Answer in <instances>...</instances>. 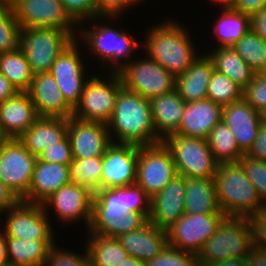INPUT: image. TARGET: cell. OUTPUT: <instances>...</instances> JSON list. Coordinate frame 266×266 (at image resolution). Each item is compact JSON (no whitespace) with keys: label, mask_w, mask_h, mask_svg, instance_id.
Here are the masks:
<instances>
[{"label":"cell","mask_w":266,"mask_h":266,"mask_svg":"<svg viewBox=\"0 0 266 266\" xmlns=\"http://www.w3.org/2000/svg\"><path fill=\"white\" fill-rule=\"evenodd\" d=\"M150 213V197L138 185L100 189L94 193L87 234L118 238L142 227Z\"/></svg>","instance_id":"obj_1"},{"label":"cell","mask_w":266,"mask_h":266,"mask_svg":"<svg viewBox=\"0 0 266 266\" xmlns=\"http://www.w3.org/2000/svg\"><path fill=\"white\" fill-rule=\"evenodd\" d=\"M119 18L122 20V16H98L78 26L75 39L82 44L83 50H88H85V55L90 54L89 57L92 55L91 57L100 61V71L103 68L105 72L119 73L134 59L137 54L135 52L142 50V41L133 36L134 33H128L121 24H116ZM89 23L90 26L87 25ZM112 23H115L114 26ZM116 25H120V29Z\"/></svg>","instance_id":"obj_2"},{"label":"cell","mask_w":266,"mask_h":266,"mask_svg":"<svg viewBox=\"0 0 266 266\" xmlns=\"http://www.w3.org/2000/svg\"><path fill=\"white\" fill-rule=\"evenodd\" d=\"M160 22L149 26L144 33L146 38L144 37L142 42V53L177 77L185 72L203 51H198L200 49L192 40L193 35L191 36L190 30L183 23L169 18H163V22Z\"/></svg>","instance_id":"obj_3"},{"label":"cell","mask_w":266,"mask_h":266,"mask_svg":"<svg viewBox=\"0 0 266 266\" xmlns=\"http://www.w3.org/2000/svg\"><path fill=\"white\" fill-rule=\"evenodd\" d=\"M107 127L114 143L146 146L162 142L153 125L150 99L124 87L117 94Z\"/></svg>","instance_id":"obj_4"},{"label":"cell","mask_w":266,"mask_h":266,"mask_svg":"<svg viewBox=\"0 0 266 266\" xmlns=\"http://www.w3.org/2000/svg\"><path fill=\"white\" fill-rule=\"evenodd\" d=\"M214 181L219 207L226 216L249 218L266 207L239 162L220 163Z\"/></svg>","instance_id":"obj_5"},{"label":"cell","mask_w":266,"mask_h":266,"mask_svg":"<svg viewBox=\"0 0 266 266\" xmlns=\"http://www.w3.org/2000/svg\"><path fill=\"white\" fill-rule=\"evenodd\" d=\"M252 248V226L249 219L226 216L198 253V266L229 258L247 257Z\"/></svg>","instance_id":"obj_6"},{"label":"cell","mask_w":266,"mask_h":266,"mask_svg":"<svg viewBox=\"0 0 266 266\" xmlns=\"http://www.w3.org/2000/svg\"><path fill=\"white\" fill-rule=\"evenodd\" d=\"M100 74L96 71L91 73L83 87L80 101L73 109V117L104 124L111 119L117 94L123 87L122 81L118 73L106 72V77Z\"/></svg>","instance_id":"obj_7"},{"label":"cell","mask_w":266,"mask_h":266,"mask_svg":"<svg viewBox=\"0 0 266 266\" xmlns=\"http://www.w3.org/2000/svg\"><path fill=\"white\" fill-rule=\"evenodd\" d=\"M75 37L57 28H21L19 47L24 52L34 75L48 73L56 58Z\"/></svg>","instance_id":"obj_8"},{"label":"cell","mask_w":266,"mask_h":266,"mask_svg":"<svg viewBox=\"0 0 266 266\" xmlns=\"http://www.w3.org/2000/svg\"><path fill=\"white\" fill-rule=\"evenodd\" d=\"M170 151L177 173L185 178H214L219 163L207 139L171 134L162 140Z\"/></svg>","instance_id":"obj_9"},{"label":"cell","mask_w":266,"mask_h":266,"mask_svg":"<svg viewBox=\"0 0 266 266\" xmlns=\"http://www.w3.org/2000/svg\"><path fill=\"white\" fill-rule=\"evenodd\" d=\"M2 216L5 218L3 221ZM4 237L28 240H56L57 231L42 204L19 201L0 215Z\"/></svg>","instance_id":"obj_10"},{"label":"cell","mask_w":266,"mask_h":266,"mask_svg":"<svg viewBox=\"0 0 266 266\" xmlns=\"http://www.w3.org/2000/svg\"><path fill=\"white\" fill-rule=\"evenodd\" d=\"M118 74L124 88L147 99L175 90L176 77L146 55L132 59Z\"/></svg>","instance_id":"obj_11"},{"label":"cell","mask_w":266,"mask_h":266,"mask_svg":"<svg viewBox=\"0 0 266 266\" xmlns=\"http://www.w3.org/2000/svg\"><path fill=\"white\" fill-rule=\"evenodd\" d=\"M36 161L19 139L0 143V180L19 200L29 192Z\"/></svg>","instance_id":"obj_12"},{"label":"cell","mask_w":266,"mask_h":266,"mask_svg":"<svg viewBox=\"0 0 266 266\" xmlns=\"http://www.w3.org/2000/svg\"><path fill=\"white\" fill-rule=\"evenodd\" d=\"M82 49L81 43L75 39L56 58L50 69L64 99L73 109L79 103L83 87L91 76L86 65L88 60H91L90 62L93 60L84 56L85 52Z\"/></svg>","instance_id":"obj_13"},{"label":"cell","mask_w":266,"mask_h":266,"mask_svg":"<svg viewBox=\"0 0 266 266\" xmlns=\"http://www.w3.org/2000/svg\"><path fill=\"white\" fill-rule=\"evenodd\" d=\"M176 175L178 173L171 153L162 142L138 146L135 184L150 198L159 193Z\"/></svg>","instance_id":"obj_14"},{"label":"cell","mask_w":266,"mask_h":266,"mask_svg":"<svg viewBox=\"0 0 266 266\" xmlns=\"http://www.w3.org/2000/svg\"><path fill=\"white\" fill-rule=\"evenodd\" d=\"M93 198L94 193L89 188L69 182L49 196L42 205L48 216H55L57 223L59 221L61 225L67 226L83 220L84 227L88 230L92 217Z\"/></svg>","instance_id":"obj_15"},{"label":"cell","mask_w":266,"mask_h":266,"mask_svg":"<svg viewBox=\"0 0 266 266\" xmlns=\"http://www.w3.org/2000/svg\"><path fill=\"white\" fill-rule=\"evenodd\" d=\"M12 7L21 28H57L77 37L79 25L70 17L61 0H16Z\"/></svg>","instance_id":"obj_16"},{"label":"cell","mask_w":266,"mask_h":266,"mask_svg":"<svg viewBox=\"0 0 266 266\" xmlns=\"http://www.w3.org/2000/svg\"><path fill=\"white\" fill-rule=\"evenodd\" d=\"M225 217V214L185 213L166 229L168 245L197 256Z\"/></svg>","instance_id":"obj_17"},{"label":"cell","mask_w":266,"mask_h":266,"mask_svg":"<svg viewBox=\"0 0 266 266\" xmlns=\"http://www.w3.org/2000/svg\"><path fill=\"white\" fill-rule=\"evenodd\" d=\"M137 161V145L112 142L103 155L101 189L134 185Z\"/></svg>","instance_id":"obj_18"},{"label":"cell","mask_w":266,"mask_h":266,"mask_svg":"<svg viewBox=\"0 0 266 266\" xmlns=\"http://www.w3.org/2000/svg\"><path fill=\"white\" fill-rule=\"evenodd\" d=\"M68 137L73 159L103 156L112 143L107 124L68 118Z\"/></svg>","instance_id":"obj_19"},{"label":"cell","mask_w":266,"mask_h":266,"mask_svg":"<svg viewBox=\"0 0 266 266\" xmlns=\"http://www.w3.org/2000/svg\"><path fill=\"white\" fill-rule=\"evenodd\" d=\"M185 177L176 175L159 193L150 198L148 221L168 229L185 214Z\"/></svg>","instance_id":"obj_20"},{"label":"cell","mask_w":266,"mask_h":266,"mask_svg":"<svg viewBox=\"0 0 266 266\" xmlns=\"http://www.w3.org/2000/svg\"><path fill=\"white\" fill-rule=\"evenodd\" d=\"M221 120L236 138L240 150L247 154L257 137L263 121L262 114L256 111L243 98L222 106Z\"/></svg>","instance_id":"obj_21"},{"label":"cell","mask_w":266,"mask_h":266,"mask_svg":"<svg viewBox=\"0 0 266 266\" xmlns=\"http://www.w3.org/2000/svg\"><path fill=\"white\" fill-rule=\"evenodd\" d=\"M27 93L39 117L68 119L73 115V108L64 99L56 80L50 72L34 75Z\"/></svg>","instance_id":"obj_22"},{"label":"cell","mask_w":266,"mask_h":266,"mask_svg":"<svg viewBox=\"0 0 266 266\" xmlns=\"http://www.w3.org/2000/svg\"><path fill=\"white\" fill-rule=\"evenodd\" d=\"M39 118L27 92L0 102V132L4 139H18Z\"/></svg>","instance_id":"obj_23"},{"label":"cell","mask_w":266,"mask_h":266,"mask_svg":"<svg viewBox=\"0 0 266 266\" xmlns=\"http://www.w3.org/2000/svg\"><path fill=\"white\" fill-rule=\"evenodd\" d=\"M221 115L222 106L208 98L186 103L179 130L175 134L207 139L221 121Z\"/></svg>","instance_id":"obj_24"},{"label":"cell","mask_w":266,"mask_h":266,"mask_svg":"<svg viewBox=\"0 0 266 266\" xmlns=\"http://www.w3.org/2000/svg\"><path fill=\"white\" fill-rule=\"evenodd\" d=\"M70 181L69 165L36 161L29 192L21 200L42 204L55 191Z\"/></svg>","instance_id":"obj_25"},{"label":"cell","mask_w":266,"mask_h":266,"mask_svg":"<svg viewBox=\"0 0 266 266\" xmlns=\"http://www.w3.org/2000/svg\"><path fill=\"white\" fill-rule=\"evenodd\" d=\"M117 239L129 256L143 262L156 257L168 245L166 230L149 221L139 229L120 235Z\"/></svg>","instance_id":"obj_26"},{"label":"cell","mask_w":266,"mask_h":266,"mask_svg":"<svg viewBox=\"0 0 266 266\" xmlns=\"http://www.w3.org/2000/svg\"><path fill=\"white\" fill-rule=\"evenodd\" d=\"M152 121L157 136L163 140L175 134L180 127L186 102L176 91L158 95L150 99Z\"/></svg>","instance_id":"obj_27"},{"label":"cell","mask_w":266,"mask_h":266,"mask_svg":"<svg viewBox=\"0 0 266 266\" xmlns=\"http://www.w3.org/2000/svg\"><path fill=\"white\" fill-rule=\"evenodd\" d=\"M67 135L68 119L39 117L18 139L32 155L38 156L47 146L57 144Z\"/></svg>","instance_id":"obj_28"},{"label":"cell","mask_w":266,"mask_h":266,"mask_svg":"<svg viewBox=\"0 0 266 266\" xmlns=\"http://www.w3.org/2000/svg\"><path fill=\"white\" fill-rule=\"evenodd\" d=\"M213 71V62L203 51L185 72L176 77V91L186 103L207 98L208 84Z\"/></svg>","instance_id":"obj_29"},{"label":"cell","mask_w":266,"mask_h":266,"mask_svg":"<svg viewBox=\"0 0 266 266\" xmlns=\"http://www.w3.org/2000/svg\"><path fill=\"white\" fill-rule=\"evenodd\" d=\"M8 266H44L56 240L5 237Z\"/></svg>","instance_id":"obj_30"},{"label":"cell","mask_w":266,"mask_h":266,"mask_svg":"<svg viewBox=\"0 0 266 266\" xmlns=\"http://www.w3.org/2000/svg\"><path fill=\"white\" fill-rule=\"evenodd\" d=\"M185 213L224 214L218 204L214 178H185Z\"/></svg>","instance_id":"obj_31"},{"label":"cell","mask_w":266,"mask_h":266,"mask_svg":"<svg viewBox=\"0 0 266 266\" xmlns=\"http://www.w3.org/2000/svg\"><path fill=\"white\" fill-rule=\"evenodd\" d=\"M218 12L212 25L217 42L211 48L231 47L250 30V16L232 8H222Z\"/></svg>","instance_id":"obj_32"},{"label":"cell","mask_w":266,"mask_h":266,"mask_svg":"<svg viewBox=\"0 0 266 266\" xmlns=\"http://www.w3.org/2000/svg\"><path fill=\"white\" fill-rule=\"evenodd\" d=\"M207 50L205 52L212 60L214 70L228 76L242 90L252 81L256 73L232 47H218L210 50L209 46Z\"/></svg>","instance_id":"obj_33"},{"label":"cell","mask_w":266,"mask_h":266,"mask_svg":"<svg viewBox=\"0 0 266 266\" xmlns=\"http://www.w3.org/2000/svg\"><path fill=\"white\" fill-rule=\"evenodd\" d=\"M86 249L92 266H118L128 256L117 238L87 234Z\"/></svg>","instance_id":"obj_34"},{"label":"cell","mask_w":266,"mask_h":266,"mask_svg":"<svg viewBox=\"0 0 266 266\" xmlns=\"http://www.w3.org/2000/svg\"><path fill=\"white\" fill-rule=\"evenodd\" d=\"M0 73L18 92H27L34 78V73L20 47L0 54Z\"/></svg>","instance_id":"obj_35"},{"label":"cell","mask_w":266,"mask_h":266,"mask_svg":"<svg viewBox=\"0 0 266 266\" xmlns=\"http://www.w3.org/2000/svg\"><path fill=\"white\" fill-rule=\"evenodd\" d=\"M207 142L214 159L219 164L238 162L244 155L233 133L222 120L212 129Z\"/></svg>","instance_id":"obj_36"},{"label":"cell","mask_w":266,"mask_h":266,"mask_svg":"<svg viewBox=\"0 0 266 266\" xmlns=\"http://www.w3.org/2000/svg\"><path fill=\"white\" fill-rule=\"evenodd\" d=\"M102 163L103 156L73 159L69 165L70 181L95 193L101 189Z\"/></svg>","instance_id":"obj_37"},{"label":"cell","mask_w":266,"mask_h":266,"mask_svg":"<svg viewBox=\"0 0 266 266\" xmlns=\"http://www.w3.org/2000/svg\"><path fill=\"white\" fill-rule=\"evenodd\" d=\"M231 47L256 74L266 64V41L251 29Z\"/></svg>","instance_id":"obj_38"},{"label":"cell","mask_w":266,"mask_h":266,"mask_svg":"<svg viewBox=\"0 0 266 266\" xmlns=\"http://www.w3.org/2000/svg\"><path fill=\"white\" fill-rule=\"evenodd\" d=\"M207 98L224 106L241 100L243 90L228 76L214 70L208 84Z\"/></svg>","instance_id":"obj_39"},{"label":"cell","mask_w":266,"mask_h":266,"mask_svg":"<svg viewBox=\"0 0 266 266\" xmlns=\"http://www.w3.org/2000/svg\"><path fill=\"white\" fill-rule=\"evenodd\" d=\"M20 32L12 4L0 2V54L19 47Z\"/></svg>","instance_id":"obj_40"},{"label":"cell","mask_w":266,"mask_h":266,"mask_svg":"<svg viewBox=\"0 0 266 266\" xmlns=\"http://www.w3.org/2000/svg\"><path fill=\"white\" fill-rule=\"evenodd\" d=\"M146 266H198L197 256L167 245L156 257L145 262Z\"/></svg>","instance_id":"obj_41"},{"label":"cell","mask_w":266,"mask_h":266,"mask_svg":"<svg viewBox=\"0 0 266 266\" xmlns=\"http://www.w3.org/2000/svg\"><path fill=\"white\" fill-rule=\"evenodd\" d=\"M247 178L256 188L259 197L266 204V161L254 159L244 154L238 161Z\"/></svg>","instance_id":"obj_42"},{"label":"cell","mask_w":266,"mask_h":266,"mask_svg":"<svg viewBox=\"0 0 266 266\" xmlns=\"http://www.w3.org/2000/svg\"><path fill=\"white\" fill-rule=\"evenodd\" d=\"M84 254L75 253L73 250L62 249L55 245L49 254L44 266H92L86 247Z\"/></svg>","instance_id":"obj_43"},{"label":"cell","mask_w":266,"mask_h":266,"mask_svg":"<svg viewBox=\"0 0 266 266\" xmlns=\"http://www.w3.org/2000/svg\"><path fill=\"white\" fill-rule=\"evenodd\" d=\"M243 99L256 111L263 114L266 110V80L255 74L252 81L243 90Z\"/></svg>","instance_id":"obj_44"},{"label":"cell","mask_w":266,"mask_h":266,"mask_svg":"<svg viewBox=\"0 0 266 266\" xmlns=\"http://www.w3.org/2000/svg\"><path fill=\"white\" fill-rule=\"evenodd\" d=\"M37 160L70 165L73 161V154L68 135L57 144L47 146V148L39 153Z\"/></svg>","instance_id":"obj_45"},{"label":"cell","mask_w":266,"mask_h":266,"mask_svg":"<svg viewBox=\"0 0 266 266\" xmlns=\"http://www.w3.org/2000/svg\"><path fill=\"white\" fill-rule=\"evenodd\" d=\"M61 2L78 25L98 17L95 0H61Z\"/></svg>","instance_id":"obj_46"},{"label":"cell","mask_w":266,"mask_h":266,"mask_svg":"<svg viewBox=\"0 0 266 266\" xmlns=\"http://www.w3.org/2000/svg\"><path fill=\"white\" fill-rule=\"evenodd\" d=\"M140 3L139 0H95L98 16H121Z\"/></svg>","instance_id":"obj_47"},{"label":"cell","mask_w":266,"mask_h":266,"mask_svg":"<svg viewBox=\"0 0 266 266\" xmlns=\"http://www.w3.org/2000/svg\"><path fill=\"white\" fill-rule=\"evenodd\" d=\"M253 247L266 251V207L251 215Z\"/></svg>","instance_id":"obj_48"},{"label":"cell","mask_w":266,"mask_h":266,"mask_svg":"<svg viewBox=\"0 0 266 266\" xmlns=\"http://www.w3.org/2000/svg\"><path fill=\"white\" fill-rule=\"evenodd\" d=\"M251 158L266 161V121H262L253 146L246 154Z\"/></svg>","instance_id":"obj_49"},{"label":"cell","mask_w":266,"mask_h":266,"mask_svg":"<svg viewBox=\"0 0 266 266\" xmlns=\"http://www.w3.org/2000/svg\"><path fill=\"white\" fill-rule=\"evenodd\" d=\"M266 7V0H236L232 9L250 17Z\"/></svg>","instance_id":"obj_50"},{"label":"cell","mask_w":266,"mask_h":266,"mask_svg":"<svg viewBox=\"0 0 266 266\" xmlns=\"http://www.w3.org/2000/svg\"><path fill=\"white\" fill-rule=\"evenodd\" d=\"M250 29L266 41V7L250 17Z\"/></svg>","instance_id":"obj_51"},{"label":"cell","mask_w":266,"mask_h":266,"mask_svg":"<svg viewBox=\"0 0 266 266\" xmlns=\"http://www.w3.org/2000/svg\"><path fill=\"white\" fill-rule=\"evenodd\" d=\"M20 200L0 180V215L15 206Z\"/></svg>","instance_id":"obj_52"},{"label":"cell","mask_w":266,"mask_h":266,"mask_svg":"<svg viewBox=\"0 0 266 266\" xmlns=\"http://www.w3.org/2000/svg\"><path fill=\"white\" fill-rule=\"evenodd\" d=\"M17 93V89L2 73H0V102L14 97Z\"/></svg>","instance_id":"obj_53"},{"label":"cell","mask_w":266,"mask_h":266,"mask_svg":"<svg viewBox=\"0 0 266 266\" xmlns=\"http://www.w3.org/2000/svg\"><path fill=\"white\" fill-rule=\"evenodd\" d=\"M246 266H266V251L253 247L246 257Z\"/></svg>","instance_id":"obj_54"},{"label":"cell","mask_w":266,"mask_h":266,"mask_svg":"<svg viewBox=\"0 0 266 266\" xmlns=\"http://www.w3.org/2000/svg\"><path fill=\"white\" fill-rule=\"evenodd\" d=\"M206 266H246V257L229 258L226 260L209 263Z\"/></svg>","instance_id":"obj_55"},{"label":"cell","mask_w":266,"mask_h":266,"mask_svg":"<svg viewBox=\"0 0 266 266\" xmlns=\"http://www.w3.org/2000/svg\"><path fill=\"white\" fill-rule=\"evenodd\" d=\"M0 266H8L6 242H5L4 233L1 228H0Z\"/></svg>","instance_id":"obj_56"},{"label":"cell","mask_w":266,"mask_h":266,"mask_svg":"<svg viewBox=\"0 0 266 266\" xmlns=\"http://www.w3.org/2000/svg\"><path fill=\"white\" fill-rule=\"evenodd\" d=\"M118 266H146L145 262L132 256H127Z\"/></svg>","instance_id":"obj_57"},{"label":"cell","mask_w":266,"mask_h":266,"mask_svg":"<svg viewBox=\"0 0 266 266\" xmlns=\"http://www.w3.org/2000/svg\"><path fill=\"white\" fill-rule=\"evenodd\" d=\"M209 1H212V3L214 2V5L215 3L218 4L220 6L219 9H222V8H232L235 4V1L236 0H209Z\"/></svg>","instance_id":"obj_58"},{"label":"cell","mask_w":266,"mask_h":266,"mask_svg":"<svg viewBox=\"0 0 266 266\" xmlns=\"http://www.w3.org/2000/svg\"><path fill=\"white\" fill-rule=\"evenodd\" d=\"M258 75H260L262 78L266 80V64L262 67V69L258 72Z\"/></svg>","instance_id":"obj_59"},{"label":"cell","mask_w":266,"mask_h":266,"mask_svg":"<svg viewBox=\"0 0 266 266\" xmlns=\"http://www.w3.org/2000/svg\"><path fill=\"white\" fill-rule=\"evenodd\" d=\"M15 1L16 0H0L1 3H8V4H12Z\"/></svg>","instance_id":"obj_60"},{"label":"cell","mask_w":266,"mask_h":266,"mask_svg":"<svg viewBox=\"0 0 266 266\" xmlns=\"http://www.w3.org/2000/svg\"><path fill=\"white\" fill-rule=\"evenodd\" d=\"M262 118H263L264 121H266V110L263 112Z\"/></svg>","instance_id":"obj_61"},{"label":"cell","mask_w":266,"mask_h":266,"mask_svg":"<svg viewBox=\"0 0 266 266\" xmlns=\"http://www.w3.org/2000/svg\"><path fill=\"white\" fill-rule=\"evenodd\" d=\"M3 139H4V137L2 136V134L0 132V143L2 142Z\"/></svg>","instance_id":"obj_62"}]
</instances>
